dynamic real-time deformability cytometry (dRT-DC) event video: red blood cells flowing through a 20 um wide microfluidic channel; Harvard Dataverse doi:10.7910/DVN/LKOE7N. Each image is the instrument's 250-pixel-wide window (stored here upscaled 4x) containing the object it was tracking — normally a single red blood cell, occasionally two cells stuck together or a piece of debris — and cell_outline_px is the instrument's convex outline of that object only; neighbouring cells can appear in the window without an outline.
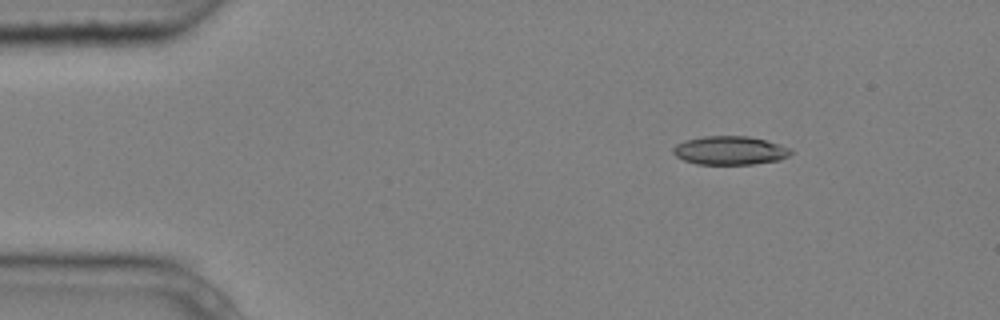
{"species": "common noctule bat (a hibernating species)", "species_latin": "Nyctalus noctula", "temperature_condition": "cold", "stored_images_in_passage": 4, "camera_frame_rate_fps": 3000, "um_per_image_px": 0.085, "animal": {"sex": "male", "body_mass_g": 20.4}, "frame": {"image": 1, "passage_image": 1, "time_ms": 0.0, "image_size_px": [1000, 320], "cell_outline_px": [[792, 152], [788, 156], [780, 160], [752, 164], [696, 164], [684, 160], [676, 156], [672, 152], [672, 148], [676, 144], [684, 140], [704, 136], [748, 136], [780, 144], [788, 148]], "centroid_in_image_um": [62.01, 12.79], "position_along_channel_um": 23.0, "area_um2": 19.59}}
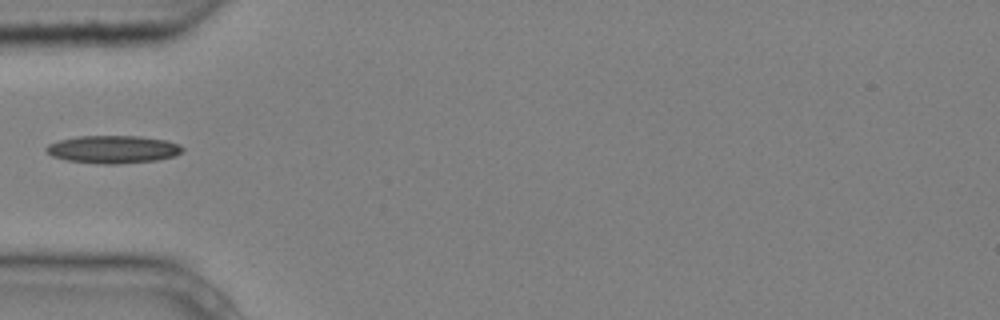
{"frame": {"image": 2, "passage_image": 4, "time_ms": 1.0, "image_size_px": [1000, 320], "cell_outline_px": [[184, 148], [176, 156], [156, 160], [116, 164], [104, 164], [68, 160], [52, 156], [44, 148], [48, 144], [60, 140], [76, 136], [140, 136], [168, 140], [180, 144]], "centroid_in_image_um": [9.64, 12.68], "position_along_channel_um": 75.4, "area_um2": 22.02}}